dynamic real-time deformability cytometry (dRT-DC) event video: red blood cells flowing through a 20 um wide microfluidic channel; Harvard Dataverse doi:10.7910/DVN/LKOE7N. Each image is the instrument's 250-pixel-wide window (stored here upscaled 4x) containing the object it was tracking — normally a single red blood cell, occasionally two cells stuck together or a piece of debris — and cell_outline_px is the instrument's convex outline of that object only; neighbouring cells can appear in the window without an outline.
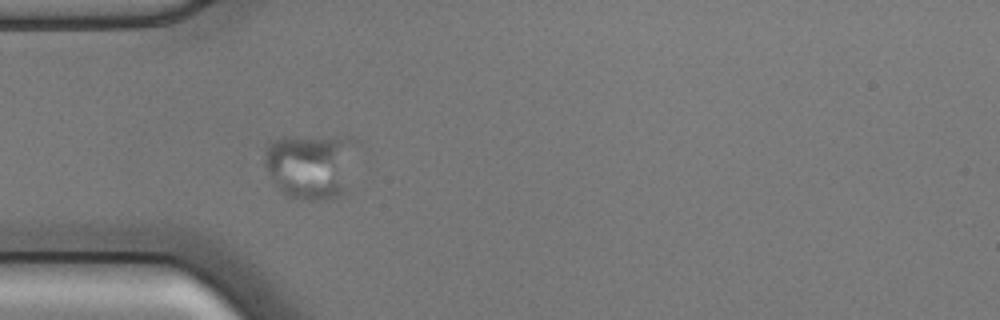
{"species": "common noctule bat (a hibernating species)", "species_latin": "Nyctalus noctula", "temperature_condition": "cold", "stored_images_in_passage": 42, "camera_frame_rate_fps": 3000, "um_per_image_px": 0.085, "animal": {"sex": "male", "body_mass_g": 17.9, "forearm_length_mm": 54.2}, "frame": {"image": 1, "passage_image": 1, "time_ms": 0.0, "image_size_px": [1000, 320], "cell_outline_px": [[360, 144], [348, 192], [332, 200], [300, 200], [284, 196], [264, 164], [264, 148], [272, 140], [284, 136], [348, 136], [360, 140]], "centroid_in_image_um": [26.54, 14.07], "position_along_channel_um": 58.5, "area_um2": 37.22}}
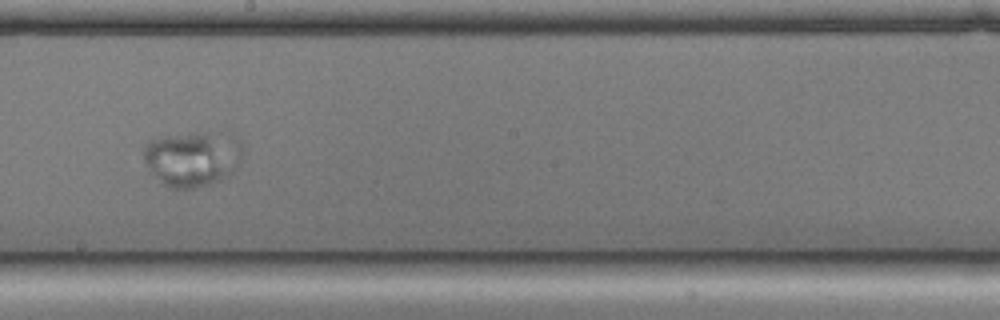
{"frame": {"image": 2, "passage_image": 16, "time_ms": 5.0, "image_size_px": [1000, 320], "cell_outline_px": [[232, 172], [228, 176], [212, 184], [192, 188], [168, 188], [156, 176], [144, 160], [144, 144], [148, 140], [156, 136], [196, 132], [216, 132]], "centroid_in_image_um": [15.91, 13.55], "position_along_channel_um": 232.3, "area_um2": 28.21}}
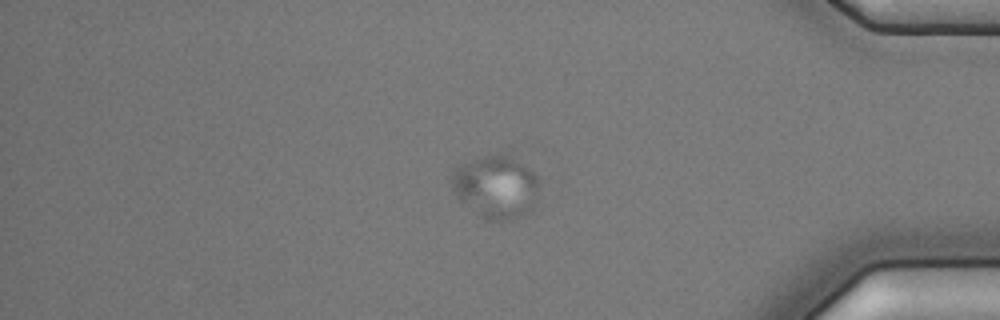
{"frame": {"image": 3, "passage_image": 32, "time_ms": 10.333, "image_size_px": [1000, 320], "cell_outline_px": [[540, 184], [536, 204], [532, 212], [500, 220], [480, 220], [456, 196], [448, 184], [448, 180], [452, 168], [460, 164], [508, 144], [540, 176]], "centroid_in_image_um": [42.19, 15.71], "position_along_channel_um": 393.0, "area_um2": 35.37}}